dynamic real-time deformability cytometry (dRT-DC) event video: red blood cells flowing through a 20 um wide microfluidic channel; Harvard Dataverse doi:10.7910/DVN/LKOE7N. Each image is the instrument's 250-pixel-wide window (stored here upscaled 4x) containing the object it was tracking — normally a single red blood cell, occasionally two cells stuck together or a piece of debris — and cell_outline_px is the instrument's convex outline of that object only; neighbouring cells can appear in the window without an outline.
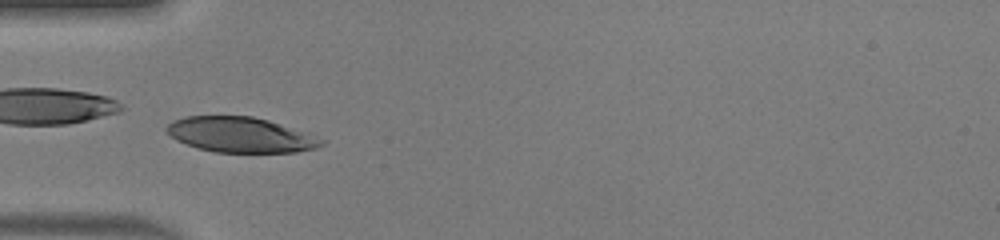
{"species": "human", "species_latin": "Homo sapiens", "temperature_condition": "warm", "stored_images_in_passage": 43, "camera_frame_rate_fps": 3000, "um_per_image_px": 0.085, "donor": {"sex": "male"}, "frame": {"image": 1, "passage_image": 12, "time_ms": 3.667, "image_size_px": [1000, 240], "cell_outline_px": [[324, 144], [316, 148], [296, 152], [216, 152], [200, 148], [176, 140], [164, 132], [164, 128], [172, 120], [184, 116], [252, 116], [268, 120], [308, 132], [324, 140]], "centroid_in_image_um": [20.43, 11.45], "position_along_channel_um": 64.6, "area_um2": 31.91}}
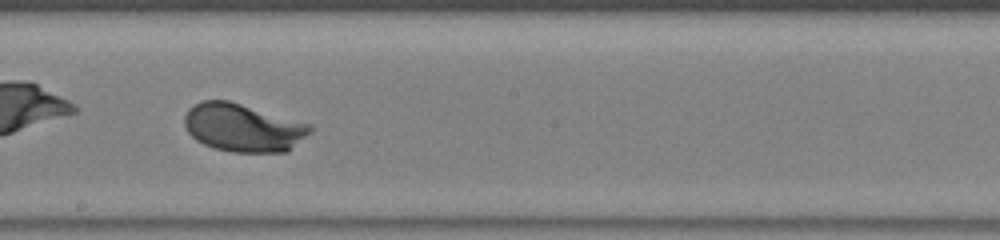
{"frame": {"image": 2, "passage_image": 24, "time_ms": 7.667, "image_size_px": [1000, 240], "cell_outline_px": [[312, 132], [288, 152], [232, 152], [216, 148], [204, 144], [196, 140], [188, 132], [184, 124], [184, 116], [188, 108], [200, 100], [228, 100], [312, 124]], "centroid_in_image_um": [20.67, 10.85], "position_along_channel_um": 227.5, "area_um2": 35.43}}
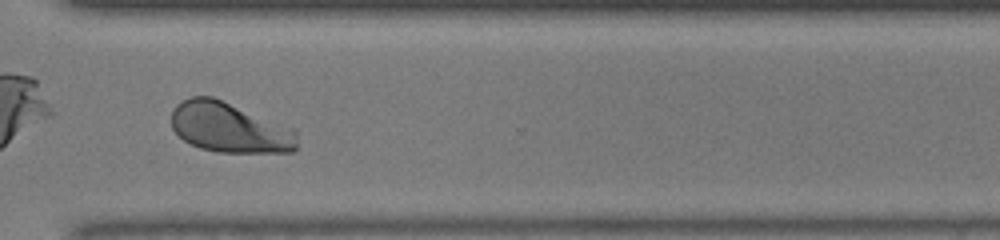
{"frame": {"image": 3, "passage_image": 33, "time_ms": 10.667, "image_size_px": [1000, 240], "cell_outline_px": [[296, 148], [292, 152], [220, 152], [200, 148], [184, 140], [172, 128], [172, 108], [176, 104], [192, 96], [212, 96], [296, 128]], "centroid_in_image_um": [19.53, 10.83], "position_along_channel_um": 351.1, "area_um2": 36.88}, "authors_computed_cell_mechanics": {"area_um2": 35.2002, "velocity_mm_per_s": 4.1129, "shape_relaxation_time_tau1_ms": 1.6564, "shape_relaxation_time_tau2_ms": null, "deformation_change_tau1": 0.1358, "deformation_change_tau2": null}}